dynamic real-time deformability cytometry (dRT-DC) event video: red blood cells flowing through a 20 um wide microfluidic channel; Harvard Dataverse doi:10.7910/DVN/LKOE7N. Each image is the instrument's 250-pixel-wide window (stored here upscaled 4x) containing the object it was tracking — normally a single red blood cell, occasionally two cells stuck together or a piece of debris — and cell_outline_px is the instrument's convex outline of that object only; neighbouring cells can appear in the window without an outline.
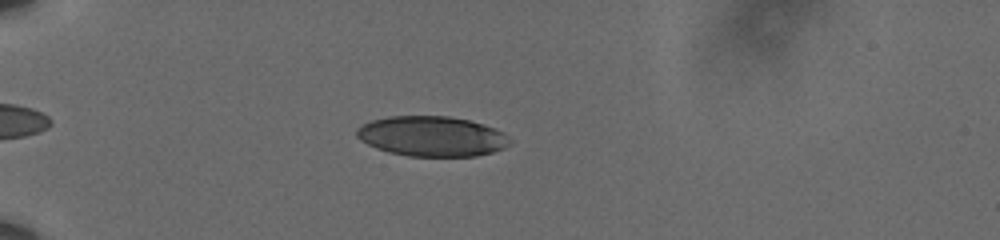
{"species": "human", "species_latin": "Homo sapiens", "temperature_condition": "cold", "stored_images_in_passage": 42, "camera_frame_rate_fps": 3000, "um_per_image_px": 0.085, "donor": {"sex": "male"}, "frame": {"image": 1, "passage_image": 10, "time_ms": 3.0, "image_size_px": [1000, 240], "cell_outline_px": [[512, 140], [504, 148], [492, 152], [476, 156], [408, 156], [388, 152], [376, 148], [360, 140], [356, 136], [356, 128], [372, 120], [388, 116], [448, 116], [468, 120], [484, 124], [504, 132]], "centroid_in_image_um": [36.71, 11.58], "position_along_channel_um": 48.3, "area_um2": 35.89}}
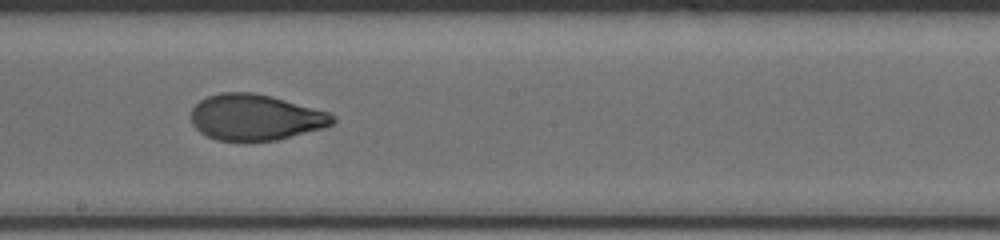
{"frame": {"image": 2, "passage_image": 28, "time_ms": 9.0, "image_size_px": [1000, 240], "cell_outline_px": [[336, 120], [332, 124], [324, 128], [276, 140], [216, 140], [200, 132], [192, 124], [192, 108], [200, 100], [208, 96], [220, 92], [252, 92], [272, 96], [328, 112], [336, 116]], "centroid_in_image_um": [21.72, 9.96], "position_along_channel_um": 226.5, "area_um2": 37.74}}
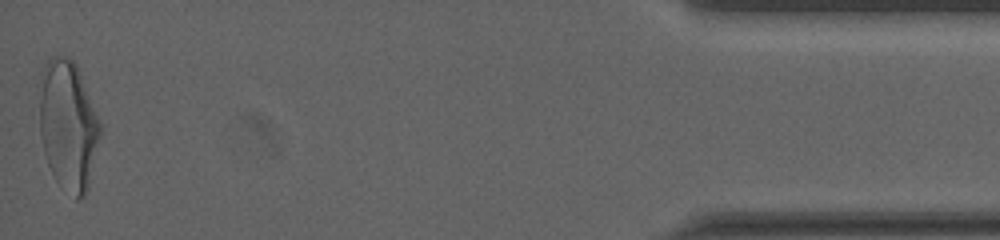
{"frame": {"image": 3, "passage_image": 42, "time_ms": 13.667, "image_size_px": [1000, 240], "cell_outline_px": [[100, 132], [88, 188], [84, 196], [76, 200], [56, 180], [48, 164], [44, 152], [40, 132], [36, 84], [40, 72], [44, 64], [52, 56], [68, 56], [76, 64], [80, 72], [100, 124]], "centroid_in_image_um": [5.72, 10.57], "position_along_channel_um": 429.5, "area_um2": 46.3}, "authors_computed_cell_mechanics": {"area_um2": 38.0902, "velocity_mm_per_s": 3.6144, "shape_relaxation_time_tau1_ms": 3.9043, "shape_relaxation_time_tau2_ms": 1.1739, "deformation_change_tau1": 0.1556, "deformation_change_tau2": 0.0662}}